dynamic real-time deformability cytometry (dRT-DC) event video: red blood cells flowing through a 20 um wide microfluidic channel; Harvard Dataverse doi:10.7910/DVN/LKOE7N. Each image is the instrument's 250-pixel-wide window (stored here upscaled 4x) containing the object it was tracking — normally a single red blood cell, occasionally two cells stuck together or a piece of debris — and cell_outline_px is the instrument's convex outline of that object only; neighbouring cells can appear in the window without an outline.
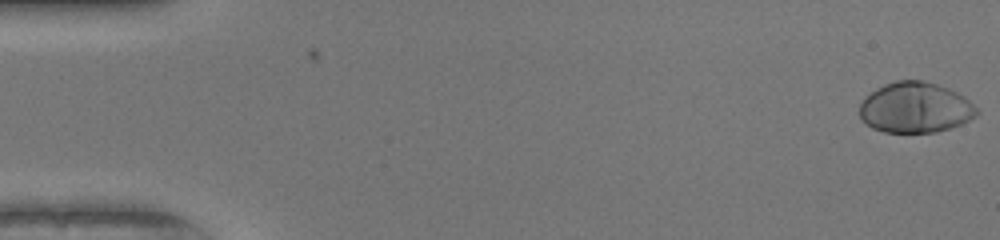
{"species": "human", "species_latin": "Homo sapiens", "temperature_condition": "warm", "stored_images_in_passage": 51, "camera_frame_rate_fps": 3000, "um_per_image_px": 0.085, "donor": {"sex": "female"}, "frame": {"image": 1, "passage_image": 1, "time_ms": 0.0, "image_size_px": [1000, 240], "cell_outline_px": [[980, 112], [976, 116], [952, 128], [936, 132], [884, 132], [872, 128], [860, 116], [860, 104], [876, 88], [884, 84], [896, 80], [924, 80], [948, 88], [964, 96]], "centroid_in_image_um": [77.82, 9.14], "position_along_channel_um": 7.2, "area_um2": 34.33}}
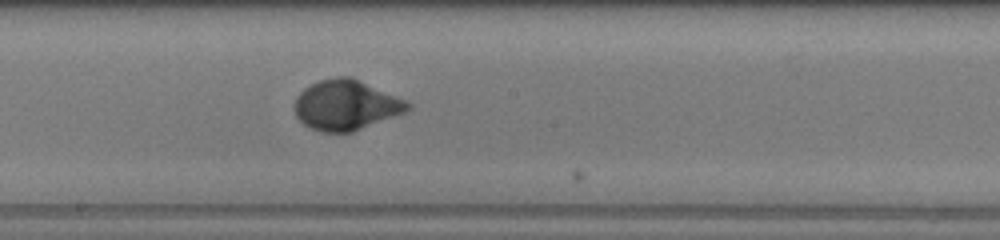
{"frame": {"image": 2, "passage_image": 28, "time_ms": 9.0, "image_size_px": [1000, 240], "cell_outline_px": [[412, 108], [404, 112], [352, 132], [320, 132], [308, 128], [296, 116], [296, 96], [304, 88], [320, 80], [336, 76], [352, 76], [404, 100], [412, 104]], "centroid_in_image_um": [29.39, 8.93], "position_along_channel_um": 218.8, "area_um2": 32.77}}
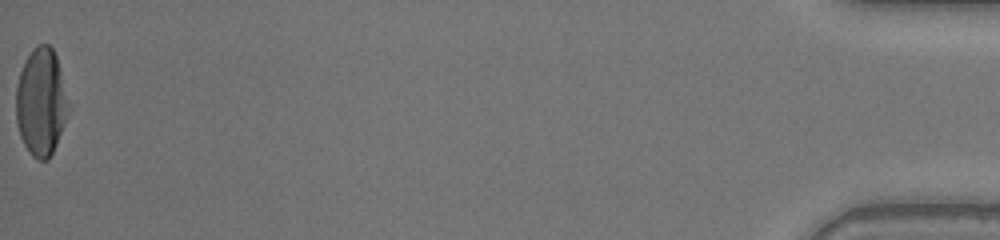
{"frame": {"image": 3, "passage_image": 51, "time_ms": 16.667, "image_size_px": [1000, 240], "cell_outline_px": [[72, 108], [56, 144], [48, 160], [36, 160], [32, 156], [24, 144], [20, 136], [16, 120], [16, 84], [24, 60], [32, 48], [36, 44], [48, 44], [52, 48], [56, 56]], "centroid_in_image_um": [3.51, 8.67], "position_along_channel_um": 431.7, "area_um2": 33.47}, "authors_computed_cell_mechanics": {"area_um2": 32.1946, "velocity_mm_per_s": 4.1454, "shape_relaxation_time_tau1_ms": 2.6961, "shape_relaxation_time_tau2_ms": null, "deformation_change_tau1": 0.2073, "deformation_change_tau2": null}}